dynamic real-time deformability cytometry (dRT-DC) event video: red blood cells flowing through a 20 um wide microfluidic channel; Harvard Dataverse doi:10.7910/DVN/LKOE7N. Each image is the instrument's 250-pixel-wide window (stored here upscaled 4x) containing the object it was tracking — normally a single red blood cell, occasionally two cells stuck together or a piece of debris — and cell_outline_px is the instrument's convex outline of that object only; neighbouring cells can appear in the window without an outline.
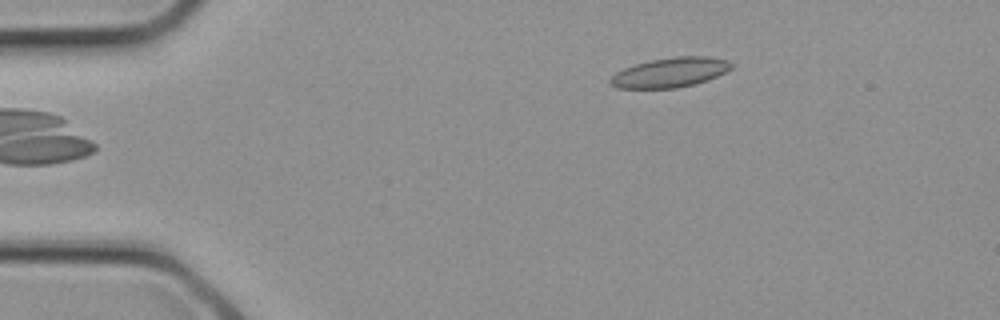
{"species": "common noctule bat (a hibernating species)", "species_latin": "Nyctalus noctula", "temperature_condition": "cold", "stored_images_in_passage": 3, "camera_frame_rate_fps": 3000, "um_per_image_px": 0.085, "animal": {"sex": "female", "body_mass_g": 21.9}, "frame": {"image": 1, "passage_image": 3, "time_ms": 0.667, "image_size_px": [1000, 320], "cell_outline_px": [[736, 64], [732, 68], [708, 80], [696, 84], [676, 88], [616, 88], [608, 84], [608, 80], [616, 72], [624, 68], [636, 64], [652, 60], [676, 56], [708, 56], [728, 60]], "centroid_in_image_um": [56.97, 6.16], "position_along_channel_um": 28.0, "area_um2": 21.1}}